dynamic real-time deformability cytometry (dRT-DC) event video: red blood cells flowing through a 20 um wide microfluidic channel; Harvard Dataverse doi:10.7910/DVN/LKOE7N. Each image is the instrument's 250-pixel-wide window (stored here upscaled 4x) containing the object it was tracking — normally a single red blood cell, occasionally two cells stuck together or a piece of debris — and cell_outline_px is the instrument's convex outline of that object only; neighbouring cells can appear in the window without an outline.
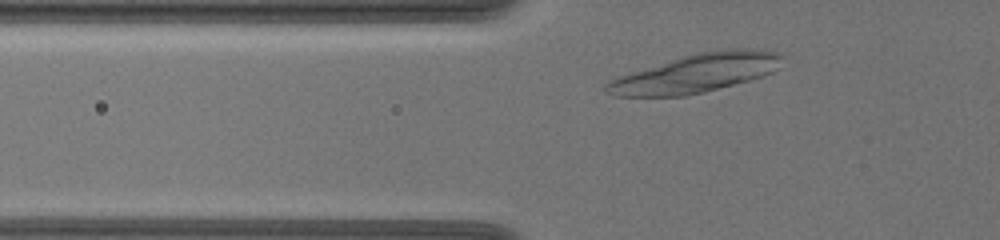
{"species": "common noctule bat (a hibernating species)", "species_latin": "Nyctalus noctula", "temperature_condition": "warm", "stored_images_in_passage": 35, "camera_frame_rate_fps": 3000, "um_per_image_px": 0.085, "animal": {"sex": "female", "body_mass_g": 19.5, "forearm_length_mm": 54.1}, "frame": {"image": 1, "passage_image": 2, "time_ms": 0.333, "image_size_px": [1000, 240], "cell_outline_px": [[780, 56], [772, 72], [764, 76], [704, 92], [684, 96], [616, 96], [604, 92], [604, 84], [608, 80], [632, 72], [684, 56], [700, 52], [732, 48], [756, 48], [780, 52]], "centroid_in_image_um": [59.12, 6.23], "position_along_channel_um": 66.7, "area_um2": 38.9}}
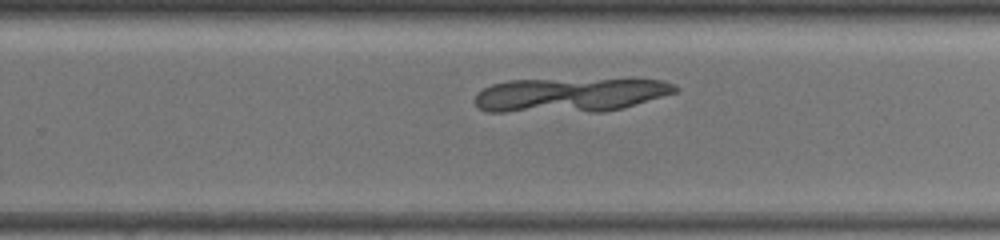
{"frame": {"image": 2, "passage_image": 21, "time_ms": 6.667, "image_size_px": [1000, 240], "cell_outline_px": [[680, 88], [676, 92], [620, 108], [604, 112], [488, 112], [480, 108], [476, 104], [476, 92], [492, 84], [508, 80], [632, 76], [636, 76], [664, 80], [676, 84]], "centroid_in_image_um": [48.55, 8.01], "position_along_channel_um": 281.2, "area_um2": 41.96}}
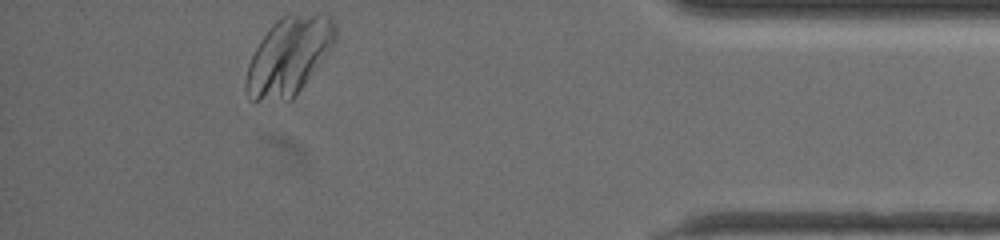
{"frame": {"image": 3, "passage_image": 35, "time_ms": 11.333, "image_size_px": [1000, 240], "cell_outline_px": [[336, 40], [328, 52], [296, 96], [292, 100], [252, 100], [244, 88], [244, 84], [248, 64], [260, 40], [272, 24], [276, 20], [288, 12], [320, 12], [332, 16], [336, 24]], "centroid_in_image_um": [24.58, 4.69], "position_along_channel_um": 410.6, "area_um2": 40.92}}